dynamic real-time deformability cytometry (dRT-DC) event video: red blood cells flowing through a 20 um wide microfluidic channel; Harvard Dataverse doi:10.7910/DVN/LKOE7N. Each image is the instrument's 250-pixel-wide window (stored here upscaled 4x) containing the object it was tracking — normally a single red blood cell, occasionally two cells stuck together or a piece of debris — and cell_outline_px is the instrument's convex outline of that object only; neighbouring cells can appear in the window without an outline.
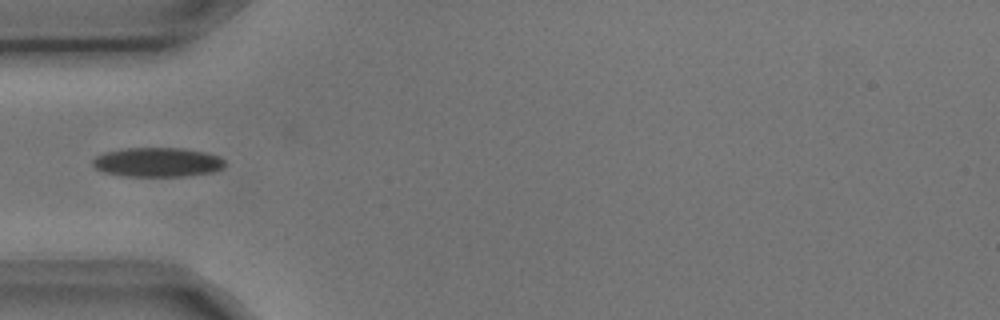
{"species": "common noctule bat (a hibernating species)", "species_latin": "Nyctalus noctula", "temperature_condition": "cold", "stored_images_in_passage": 1, "camera_frame_rate_fps": 3000, "um_per_image_px": 0.085, "animal": {"sex": "male", "body_mass_g": 17.9, "forearm_length_mm": 54.2}, "frame": {"image": 1, "passage_image": 1, "time_ms": 0.0, "image_size_px": [1000, 320], "cell_outline_px": [[224, 168], [212, 172], [184, 176], [120, 176], [104, 172], [96, 168], [92, 164], [92, 160], [96, 156], [104, 152], [124, 148], [180, 148], [204, 152], [220, 156], [224, 160]], "centroid_in_image_um": [13.37, 13.79], "position_along_channel_um": 71.6, "area_um2": 22.66}}